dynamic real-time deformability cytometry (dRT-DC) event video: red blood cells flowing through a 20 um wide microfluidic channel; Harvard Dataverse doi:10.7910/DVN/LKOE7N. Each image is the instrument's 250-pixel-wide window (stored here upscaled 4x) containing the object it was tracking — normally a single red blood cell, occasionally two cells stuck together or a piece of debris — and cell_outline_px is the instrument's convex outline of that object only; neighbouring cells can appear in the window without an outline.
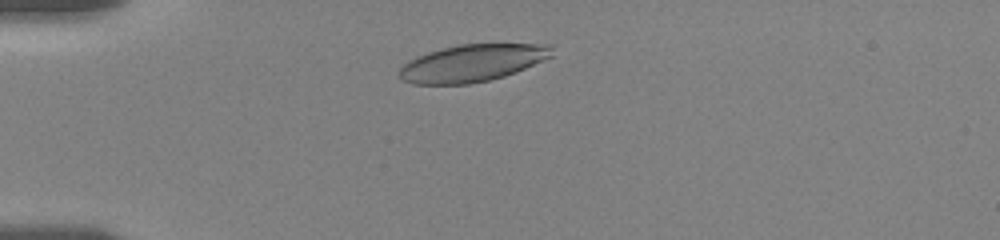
{"species": "human", "species_latin": "Homo sapiens", "temperature_condition": "room temperature", "stored_images_in_passage": 28, "camera_frame_rate_fps": 3000, "um_per_image_px": 0.085, "donor": {"sex": "female"}, "frame": {"image": 1, "passage_image": 7, "time_ms": 1.667, "image_size_px": [1000, 240], "cell_outline_px": [[552, 56], [516, 72], [504, 76], [488, 80], [468, 84], [412, 84], [404, 80], [400, 76], [400, 68], [408, 60], [416, 56], [428, 52], [460, 44], [552, 44]], "centroid_in_image_um": [40.14, 5.35], "position_along_channel_um": 44.9, "area_um2": 32.83}}
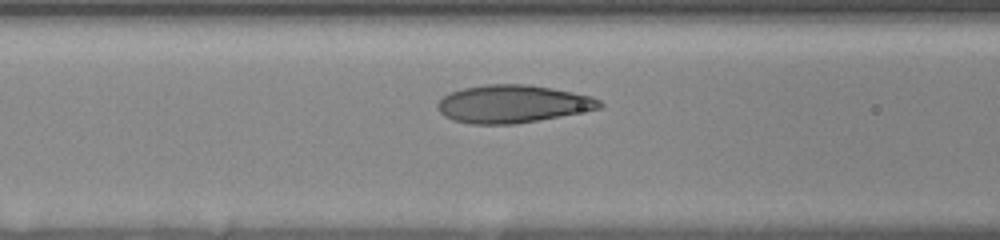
{"frame": {"image": 2, "passage_image": 17, "time_ms": 4.667, "image_size_px": [1000, 240], "cell_outline_px": [[604, 104], [600, 108], [536, 120], [512, 124], [472, 124], [452, 120], [444, 116], [436, 108], [436, 104], [444, 96], [452, 92], [464, 88], [484, 84], [528, 84], [552, 88], [592, 96], [600, 100]], "centroid_in_image_um": [43.54, 8.82], "position_along_channel_um": 123.1, "area_um2": 35.43}}
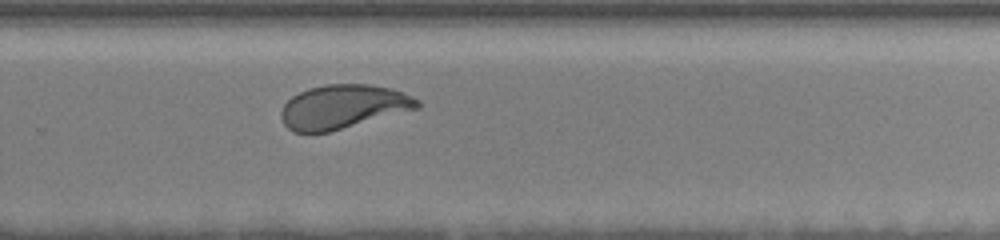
{"frame": {"image": 3, "passage_image": 28, "time_ms": 9.667, "image_size_px": [1000, 240], "cell_outline_px": [[420, 108], [328, 132], [292, 132], [284, 124], [280, 116], [280, 112], [284, 104], [292, 96], [308, 88], [324, 84], [368, 84], [392, 88], [404, 92], [420, 100]], "centroid_in_image_um": [29.17, 9.06], "position_along_channel_um": 300.6, "area_um2": 34.97}}